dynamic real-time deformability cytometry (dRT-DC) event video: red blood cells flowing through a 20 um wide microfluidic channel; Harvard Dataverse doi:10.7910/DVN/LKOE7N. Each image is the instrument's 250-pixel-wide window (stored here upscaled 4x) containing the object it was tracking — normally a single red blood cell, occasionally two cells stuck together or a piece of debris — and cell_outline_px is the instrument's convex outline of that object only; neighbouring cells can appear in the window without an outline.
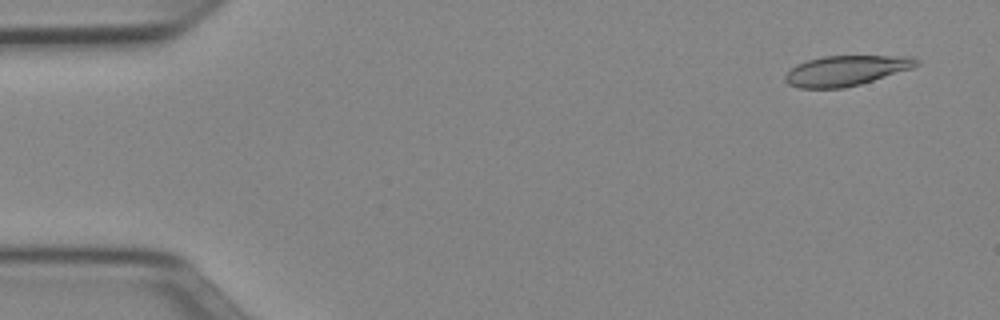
{"species": "Egyptian fruit bat (a non-hibernating species)", "species_latin": "Rousettus aegyptiacus", "temperature_condition": "cold", "stored_images_in_passage": 51, "camera_frame_rate_fps": 3000, "um_per_image_px": 0.085, "animal": {"sex": "female"}, "frame": {"image": 1, "passage_image": 3, "time_ms": 0.667, "image_size_px": [1000, 320], "cell_outline_px": [[920, 64], [912, 68], [860, 84], [844, 88], [800, 88], [788, 84], [784, 80], [784, 76], [796, 64], [808, 60], [824, 56], [912, 56], [920, 60]], "centroid_in_image_um": [71.92, 6.0], "position_along_channel_um": 13.1, "area_um2": 23.0}}
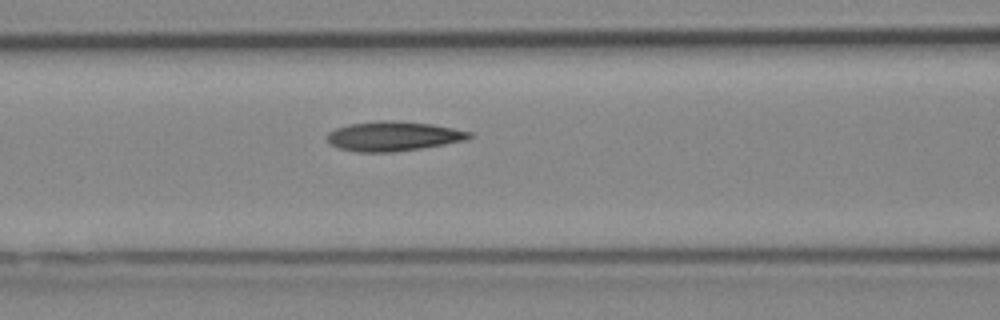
{"frame": {"image": 2, "passage_image": 21, "time_ms": 6.667, "image_size_px": [1000, 320], "cell_outline_px": [[472, 136], [464, 140], [444, 144], [420, 148], [392, 152], [356, 152], [340, 148], [332, 144], [324, 136], [328, 132], [336, 128], [348, 124], [380, 120], [392, 120], [432, 124], [472, 132]], "centroid_in_image_um": [33.39, 11.57], "position_along_channel_um": 133.2, "area_um2": 24.39}}
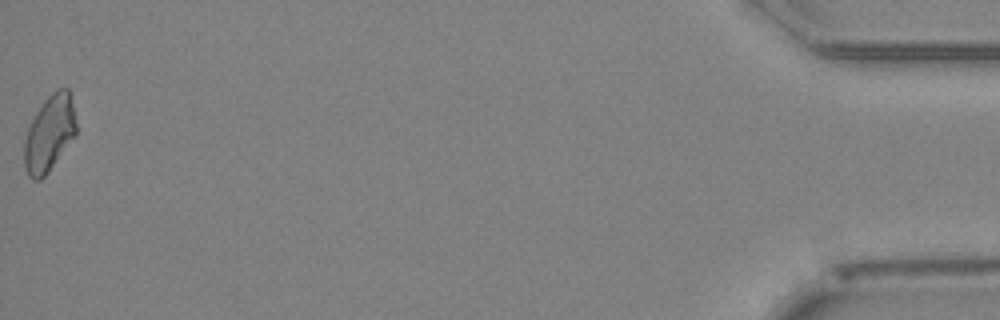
{"frame": {"image": 3, "passage_image": 51, "time_ms": 16.667, "image_size_px": [1000, 320], "cell_outline_px": [[76, 136], [48, 172], [40, 180], [32, 180], [28, 176], [24, 168], [24, 140], [28, 128], [36, 112], [44, 100], [56, 88], [68, 88], [72, 104], [76, 124]], "centroid_in_image_um": [4.19, 11.37], "position_along_channel_um": 431.0, "area_um2": 23.06}, "authors_computed_cell_mechanics": {"area_um2": 23.5824, "velocity_mm_per_s": 3.9652, "shape_relaxation_time_tau1_ms": 10.5424, "shape_relaxation_time_tau2_ms": 2.8549, "deformation_change_tau1": 0.2112, "deformation_change_tau2": 0.0874}}